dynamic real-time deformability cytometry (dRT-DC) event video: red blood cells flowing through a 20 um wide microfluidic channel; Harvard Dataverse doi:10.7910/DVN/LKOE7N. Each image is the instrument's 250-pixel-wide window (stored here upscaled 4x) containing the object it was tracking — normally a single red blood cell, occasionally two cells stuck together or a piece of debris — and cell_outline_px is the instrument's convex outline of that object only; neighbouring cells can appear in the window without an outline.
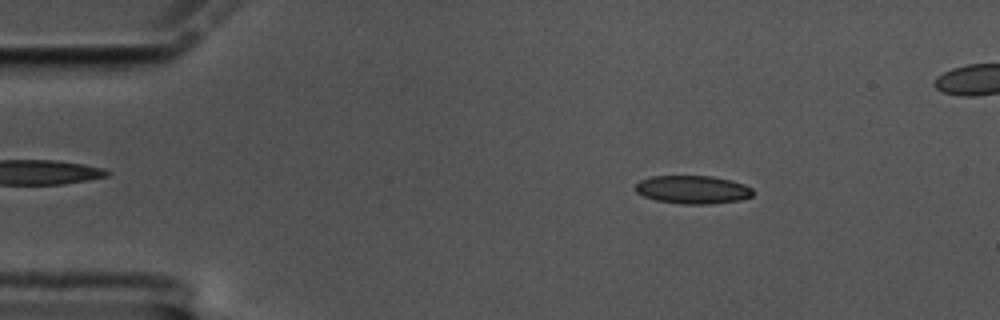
{"species": "common noctule bat (a hibernating species)", "species_latin": "Nyctalus noctula", "temperature_condition": "cold", "stored_images_in_passage": 55, "camera_frame_rate_fps": 3000, "um_per_image_px": 0.085, "animal": {"sex": "male", "body_mass_g": 17.5, "forearm_length_mm": 52.3}, "frame": {"image": 1, "passage_image": 8, "time_ms": 2.333, "image_size_px": [1000, 320], "cell_outline_px": [[756, 192], [752, 196], [740, 200], [708, 204], [680, 204], [656, 200], [644, 196], [636, 192], [636, 184], [640, 180], [652, 176], [712, 176], [732, 180], [744, 184], [752, 188]], "centroid_in_image_um": [58.92, 16.12], "position_along_channel_um": 26.1, "area_um2": 19.42}}
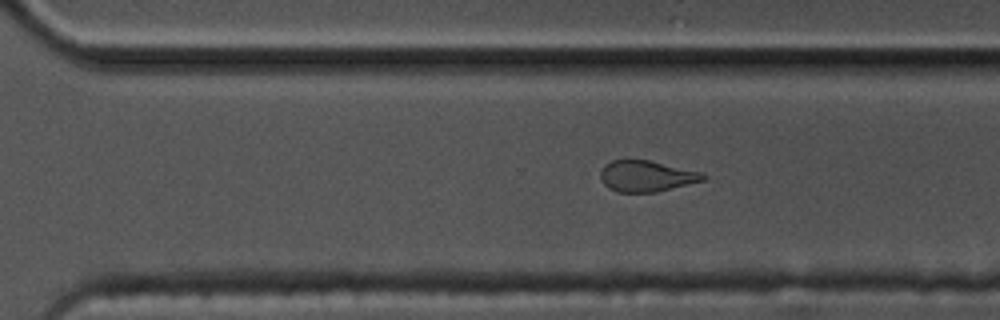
{"frame": {"image": 2, "passage_image": 39, "time_ms": 12.667, "image_size_px": [1000, 320], "cell_outline_px": [[708, 176], [704, 180], [656, 192], [616, 192], [608, 188], [604, 184], [600, 176], [600, 172], [604, 164], [612, 160], [648, 160], [704, 172]], "centroid_in_image_um": [54.95, 14.97], "position_along_channel_um": 315.6, "area_um2": 18.67}}
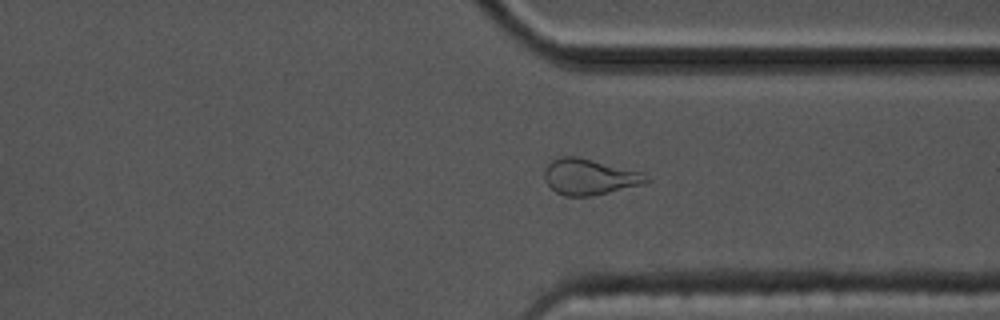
{"frame": {"image": 3, "passage_image": 43, "time_ms": 14.0, "image_size_px": [1000, 320], "cell_outline_px": [[648, 180], [640, 184], [592, 196], [564, 196], [556, 192], [544, 180], [544, 168], [552, 160], [560, 156], [576, 156], [640, 172], [648, 176]], "centroid_in_image_um": [50.01, 15.03], "position_along_channel_um": 361.4, "area_um2": 20.87}}